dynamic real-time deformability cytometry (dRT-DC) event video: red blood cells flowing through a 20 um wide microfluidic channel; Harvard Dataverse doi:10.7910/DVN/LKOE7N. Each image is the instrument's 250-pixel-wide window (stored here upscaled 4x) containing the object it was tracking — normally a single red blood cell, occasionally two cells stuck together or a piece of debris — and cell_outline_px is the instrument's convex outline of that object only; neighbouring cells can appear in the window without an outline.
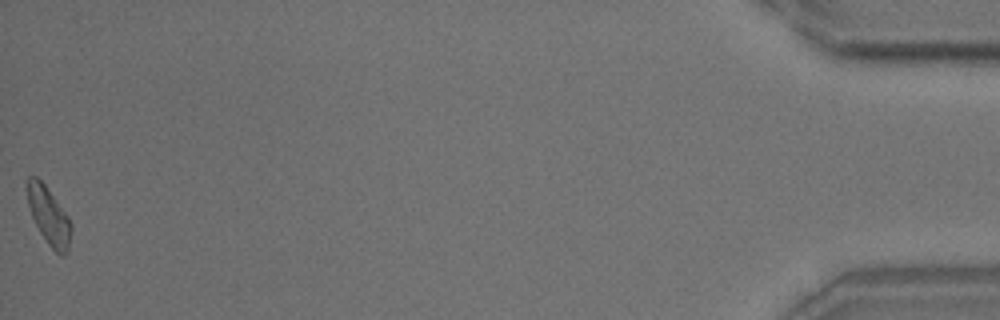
{"species": "common noctule bat (a hibernating species)", "species_latin": "Nyctalus noctula", "temperature_condition": "room temperature", "stored_images_in_passage": 41, "camera_frame_rate_fps": 3000, "um_per_image_px": 0.085, "animal": {"sex": "male", "body_mass_g": 18.8}, "frame": {"image": 1, "passage_image": 41, "time_ms": 13.333, "image_size_px": [1000, 320], "cell_outline_px": [[72, 228], [68, 252], [64, 256], [60, 256], [48, 244], [40, 232], [32, 216], [28, 204], [24, 180], [28, 176], [36, 176], [44, 184], [68, 216], [72, 224]], "centroid_in_image_um": [4.13, 18.33], "position_along_channel_um": 431.1, "area_um2": 14.91}, "authors_computed_cell_mechanics": {"area_um2": 14.7968, "velocity_mm_per_s": 3.6309, "shape_relaxation_time_tau1_ms": 4.8958, "shape_relaxation_time_tau2_ms": null, "deformation_change_tau1": 0.1286, "deformation_change_tau2": null}}